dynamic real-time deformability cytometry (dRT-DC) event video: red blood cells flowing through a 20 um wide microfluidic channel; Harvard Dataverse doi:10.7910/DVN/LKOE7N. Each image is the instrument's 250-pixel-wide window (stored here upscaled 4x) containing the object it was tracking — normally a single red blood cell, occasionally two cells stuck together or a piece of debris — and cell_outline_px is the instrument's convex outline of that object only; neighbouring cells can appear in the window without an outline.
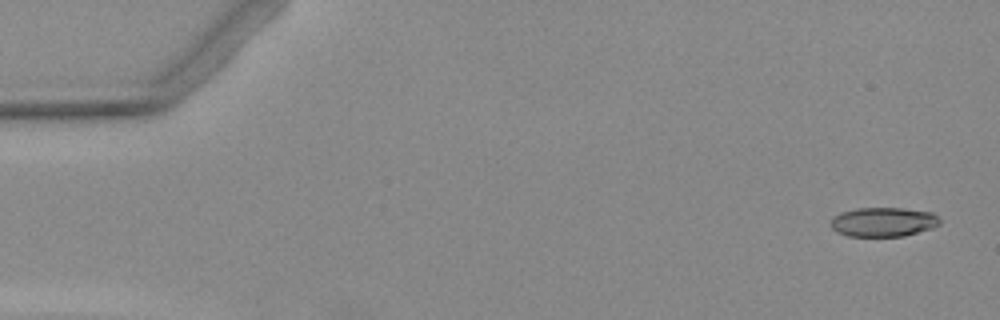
{"species": "Egyptian fruit bat (a non-hibernating species)", "species_latin": "Rousettus aegyptiacus", "temperature_condition": "warm", "stored_images_in_passage": 4, "camera_frame_rate_fps": 3000, "um_per_image_px": 0.085, "animal": {"sex": "female"}, "frame": {"image": 1, "passage_image": 1, "time_ms": 0.0, "image_size_px": [1000, 320], "cell_outline_px": [[940, 224], [904, 236], [848, 236], [836, 232], [832, 228], [832, 220], [840, 212], [856, 208], [900, 208], [932, 212], [940, 220]], "centroid_in_image_um": [75.05, 18.86], "position_along_channel_um": 9.9, "area_um2": 18.32}}
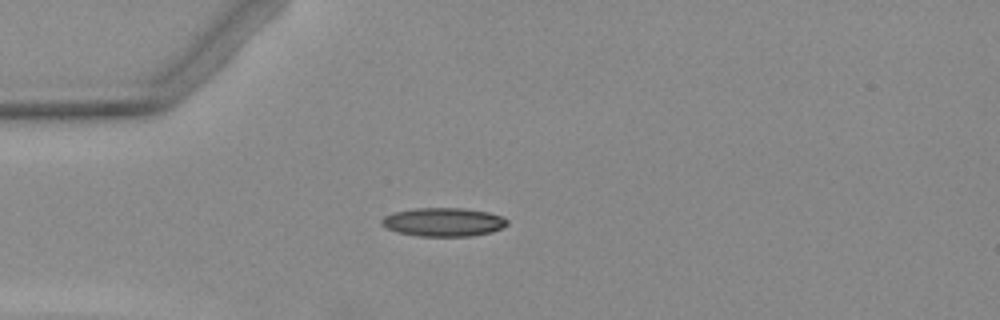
{"frame": {"image": 2, "passage_image": 3, "time_ms": 4.0, "image_size_px": [1000, 320], "cell_outline_px": [[508, 224], [492, 232], [472, 236], [420, 236], [396, 232], [380, 224], [380, 220], [384, 216], [392, 212], [416, 208], [464, 208], [488, 212], [500, 216], [508, 220]], "centroid_in_image_um": [37.66, 18.87], "position_along_channel_um": 47.3, "area_um2": 20.98}}